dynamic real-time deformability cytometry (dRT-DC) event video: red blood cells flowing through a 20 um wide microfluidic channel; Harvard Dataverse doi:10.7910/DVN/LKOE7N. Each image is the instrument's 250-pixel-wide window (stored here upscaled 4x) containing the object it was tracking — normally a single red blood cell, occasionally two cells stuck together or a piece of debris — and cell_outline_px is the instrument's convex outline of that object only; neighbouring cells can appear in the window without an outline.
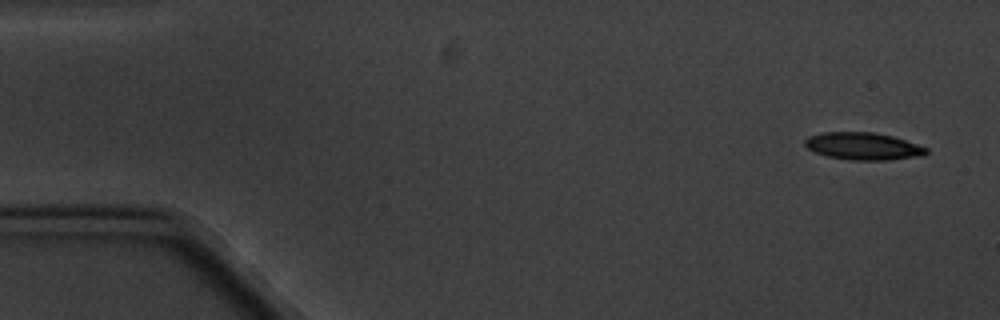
{"species": "common noctule bat (a hibernating species)", "species_latin": "Nyctalus noctula", "temperature_condition": "cold", "stored_images_in_passage": 5, "camera_frame_rate_fps": 3000, "um_per_image_px": 0.085, "animal": {"sex": "male", "body_mass_g": 20.1, "forearm_length_mm": 53.5}, "frame": {"image": 1, "passage_image": 1, "time_ms": 0.0, "image_size_px": [1000, 320], "cell_outline_px": [[928, 152], [924, 156], [888, 160], [848, 160], [828, 156], [816, 152], [808, 148], [804, 144], [804, 140], [808, 136], [824, 132], [872, 132], [892, 136], [928, 148]], "centroid_in_image_um": [73.38, 12.43], "position_along_channel_um": 11.6, "area_um2": 19.31}}